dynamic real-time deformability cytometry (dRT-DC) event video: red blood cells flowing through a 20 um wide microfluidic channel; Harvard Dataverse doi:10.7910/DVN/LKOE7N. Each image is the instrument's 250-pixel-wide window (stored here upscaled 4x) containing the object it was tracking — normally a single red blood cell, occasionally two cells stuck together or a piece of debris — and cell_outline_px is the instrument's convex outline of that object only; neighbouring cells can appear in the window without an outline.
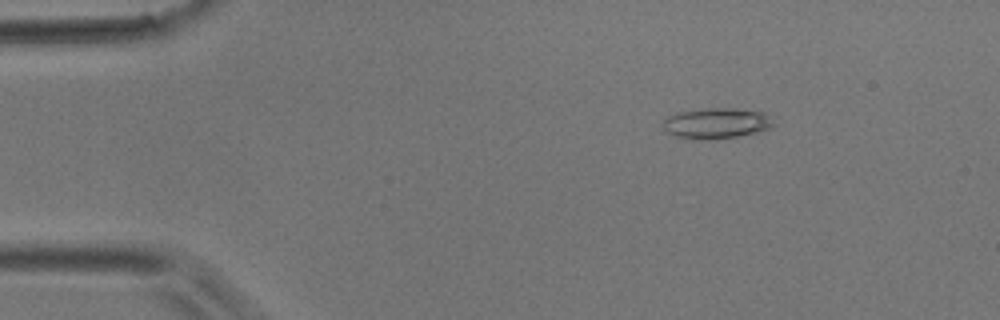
{"species": "common noctule bat (a hibernating species)", "species_latin": "Nyctalus noctula", "temperature_condition": "room temperature", "stored_images_in_passage": 2, "camera_frame_rate_fps": 3000, "um_per_image_px": 0.085, "animal": {"sex": "male", "body_mass_g": 17.9}, "frame": {"image": 1, "passage_image": 1, "time_ms": 0.0, "image_size_px": [1000, 320], "cell_outline_px": [[776, 124], [772, 128], [756, 132], [716, 140], [696, 140], [676, 136], [668, 132], [664, 128], [664, 120], [668, 116], [676, 112], [700, 108], [736, 108], [764, 112]], "centroid_in_image_um": [60.9, 10.47], "position_along_channel_um": 24.1, "area_um2": 20.0}}